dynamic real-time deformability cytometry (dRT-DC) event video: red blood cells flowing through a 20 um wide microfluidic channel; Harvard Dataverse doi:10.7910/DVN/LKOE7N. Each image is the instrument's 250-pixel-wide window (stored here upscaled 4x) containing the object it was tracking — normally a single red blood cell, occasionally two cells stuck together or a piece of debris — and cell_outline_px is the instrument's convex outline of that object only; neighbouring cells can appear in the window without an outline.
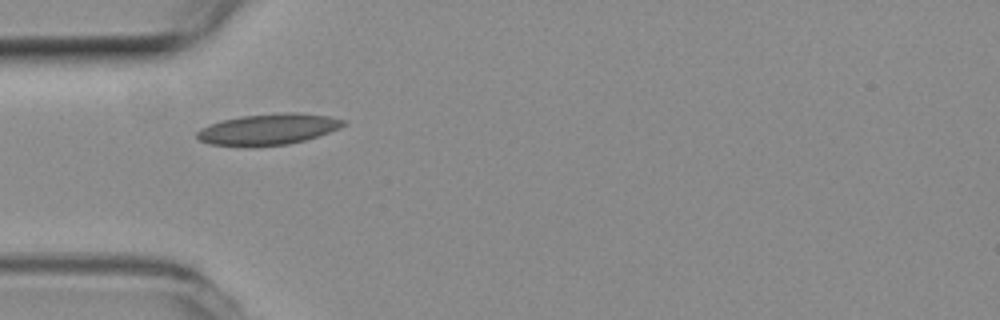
{"species": "common noctule bat (a hibernating species)", "species_latin": "Nyctalus noctula", "temperature_condition": "room temperature", "stored_images_in_passage": 2, "camera_frame_rate_fps": 3000, "um_per_image_px": 0.085, "animal": {"sex": "female", "body_mass_g": 19.3, "forearm_length_mm": 54.1}, "frame": {"image": 1, "passage_image": 1, "time_ms": 0.0, "image_size_px": [1000, 320], "cell_outline_px": [[344, 124], [328, 132], [304, 140], [288, 144], [248, 148], [212, 144], [200, 140], [196, 136], [196, 132], [200, 128], [220, 120], [240, 116], [288, 112], [296, 112], [328, 116], [344, 120]], "centroid_in_image_um": [22.71, 11.0], "position_along_channel_um": 62.3, "area_um2": 26.53}}
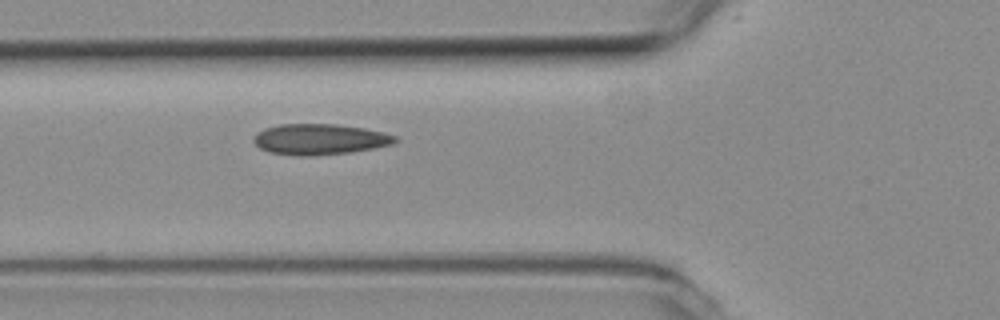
{"frame": {"image": 2, "passage_image": 2, "time_ms": 0.333, "image_size_px": [1000, 320], "cell_outline_px": [[400, 140], [392, 144], [352, 152], [308, 156], [300, 156], [268, 152], [260, 148], [252, 140], [252, 136], [256, 132], [264, 128], [280, 124], [336, 124], [364, 128], [396, 136]], "centroid_in_image_um": [27.13, 11.84], "position_along_channel_um": 98.7, "area_um2": 25.43}}